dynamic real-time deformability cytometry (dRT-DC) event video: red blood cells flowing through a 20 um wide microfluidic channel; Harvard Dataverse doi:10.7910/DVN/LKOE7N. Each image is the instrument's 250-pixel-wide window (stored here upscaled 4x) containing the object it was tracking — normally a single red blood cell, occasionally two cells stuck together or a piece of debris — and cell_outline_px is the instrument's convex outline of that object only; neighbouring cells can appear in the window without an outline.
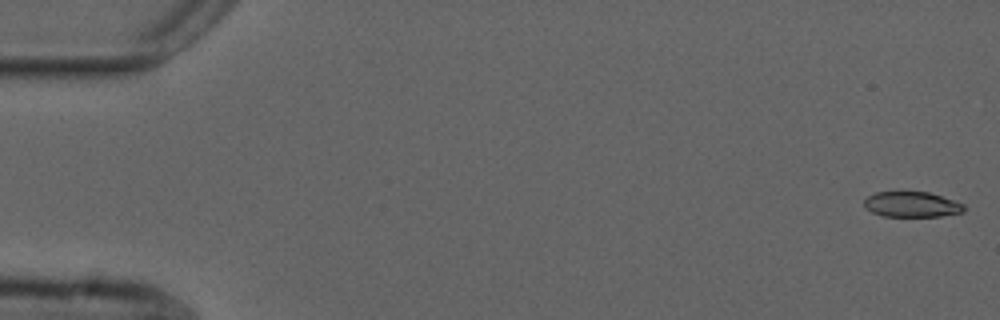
{"species": "common noctule bat (a hibernating species)", "species_latin": "Nyctalus noctula", "temperature_condition": "cold", "stored_images_in_passage": 55, "camera_frame_rate_fps": 3000, "um_per_image_px": 0.085, "animal": {"sex": "male", "forearm_length_mm": 52.5}, "frame": {"image": 1, "passage_image": 1, "time_ms": 0.0, "image_size_px": [1000, 320], "cell_outline_px": [[968, 208], [964, 212], [940, 216], [884, 216], [872, 212], [864, 208], [864, 200], [868, 196], [876, 192], [928, 192], [964, 204]], "centroid_in_image_um": [77.51, 17.38], "position_along_channel_um": 7.5, "area_um2": 14.74}}
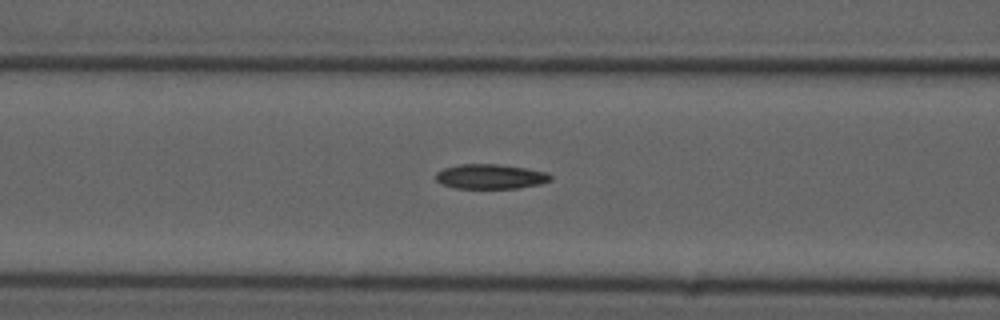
{"frame": {"image": 2, "passage_image": 22, "time_ms": 7.0, "image_size_px": [1000, 320], "cell_outline_px": [[552, 180], [540, 184], [516, 188], [456, 188], [440, 184], [436, 180], [436, 172], [444, 168], [460, 164], [500, 164], [548, 172], [552, 176]], "centroid_in_image_um": [41.69, 15.0], "position_along_channel_um": 124.9, "area_um2": 16.59}}
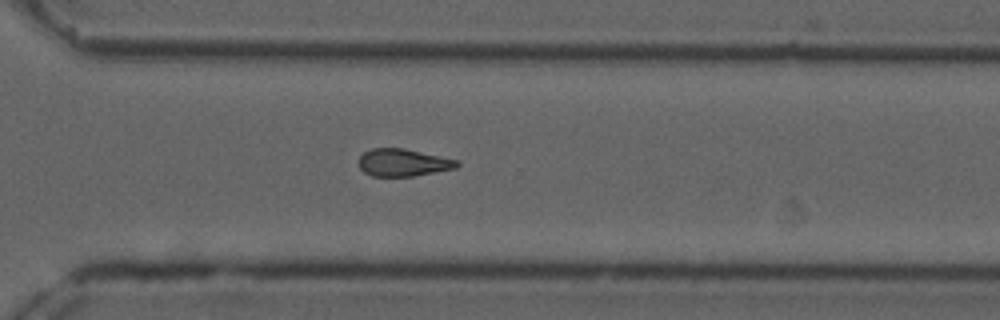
{"frame": {"image": 3, "passage_image": 39, "time_ms": 12.667, "image_size_px": [1000, 320], "cell_outline_px": [[460, 164], [456, 168], [412, 176], [372, 176], [364, 172], [360, 168], [360, 156], [364, 152], [372, 148], [404, 148], [460, 160]], "centroid_in_image_um": [34.29, 13.81], "position_along_channel_um": 336.3, "area_um2": 15.66}}